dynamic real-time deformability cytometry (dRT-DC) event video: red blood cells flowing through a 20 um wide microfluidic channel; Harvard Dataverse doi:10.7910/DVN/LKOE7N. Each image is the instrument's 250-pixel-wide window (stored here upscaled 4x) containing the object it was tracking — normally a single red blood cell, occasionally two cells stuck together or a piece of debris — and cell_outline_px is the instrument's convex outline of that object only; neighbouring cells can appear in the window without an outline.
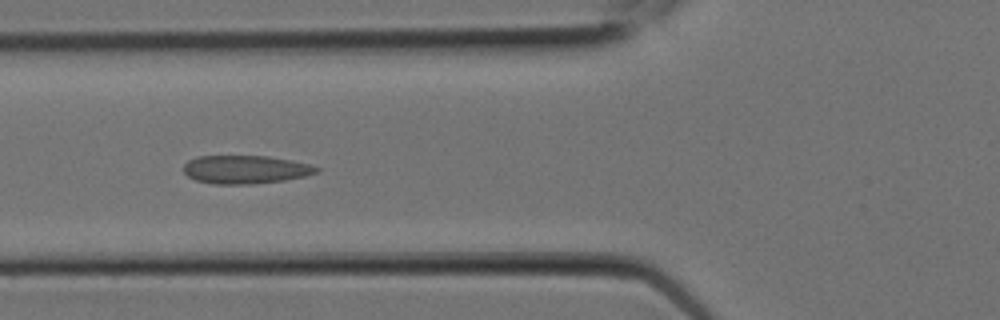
{"species": "Egyptian fruit bat (a non-hibernating species)", "species_latin": "Rousettus aegyptiacus", "temperature_condition": "room temperature", "stored_images_in_passage": 8, "camera_frame_rate_fps": 3000, "um_per_image_px": 0.085, "animal": {"sex": "female"}, "frame": {"image": 1, "passage_image": 7, "time_ms": 2.0, "image_size_px": [1000, 320], "cell_outline_px": [[320, 172], [304, 176], [284, 180], [252, 184], [212, 184], [196, 180], [188, 176], [184, 172], [184, 164], [188, 160], [196, 156], [268, 156], [292, 160], [308, 164], [320, 168]], "centroid_in_image_um": [20.86, 14.4], "position_along_channel_um": 104.9, "area_um2": 21.96}}
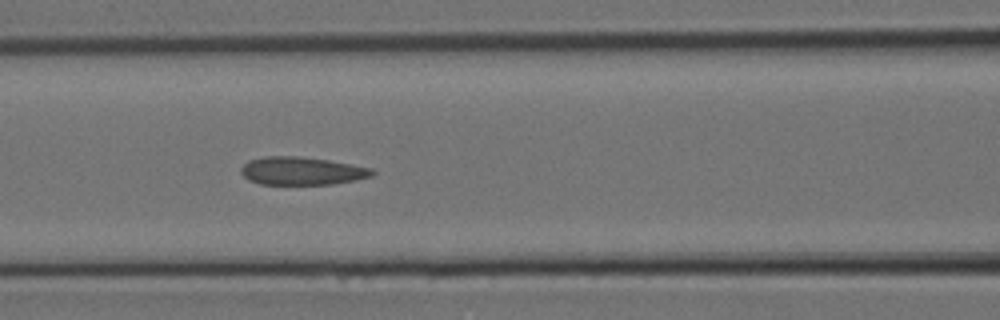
{"frame": {"image": 2, "passage_image": 8, "time_ms": 2.333, "image_size_px": [1000, 320], "cell_outline_px": [[376, 172], [372, 176], [356, 180], [332, 184], [260, 184], [248, 180], [240, 172], [240, 168], [248, 160], [264, 156], [300, 156], [328, 160], [352, 164], [372, 168]], "centroid_in_image_um": [25.65, 14.52], "position_along_channel_um": 141.0, "area_um2": 21.56}}